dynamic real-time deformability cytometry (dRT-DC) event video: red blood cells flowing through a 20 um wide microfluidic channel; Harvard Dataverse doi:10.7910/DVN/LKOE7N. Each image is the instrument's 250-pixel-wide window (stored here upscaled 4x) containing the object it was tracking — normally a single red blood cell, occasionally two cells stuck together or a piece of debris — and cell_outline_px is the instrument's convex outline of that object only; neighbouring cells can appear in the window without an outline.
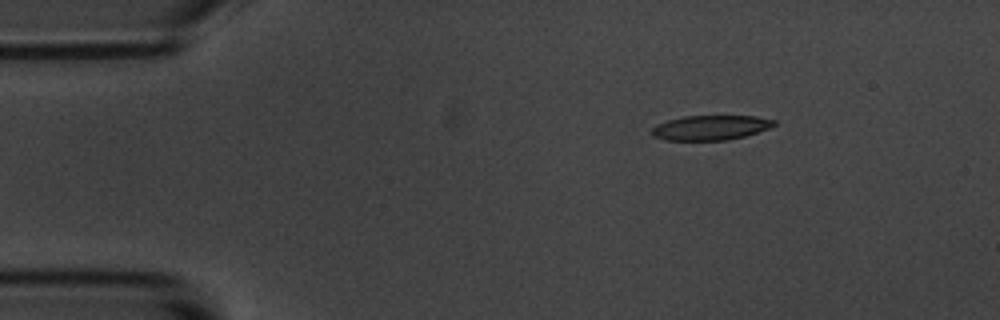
{"species": "common noctule bat (a hibernating species)", "species_latin": "Nyctalus noctula", "temperature_condition": "room temperature", "stored_images_in_passage": 11, "camera_frame_rate_fps": 3000, "um_per_image_px": 0.085, "animal": {"sex": "male", "body_mass_g": 20.1, "forearm_length_mm": 53.5}, "frame": {"image": 1, "passage_image": 1, "time_ms": 0.0, "image_size_px": [1000, 320], "cell_outline_px": [[776, 124], [768, 128], [744, 136], [728, 140], [664, 140], [652, 136], [652, 128], [656, 124], [668, 120], [684, 116], [756, 116], [776, 120]], "centroid_in_image_um": [60.37, 10.85], "position_along_channel_um": 24.6, "area_um2": 17.57}}
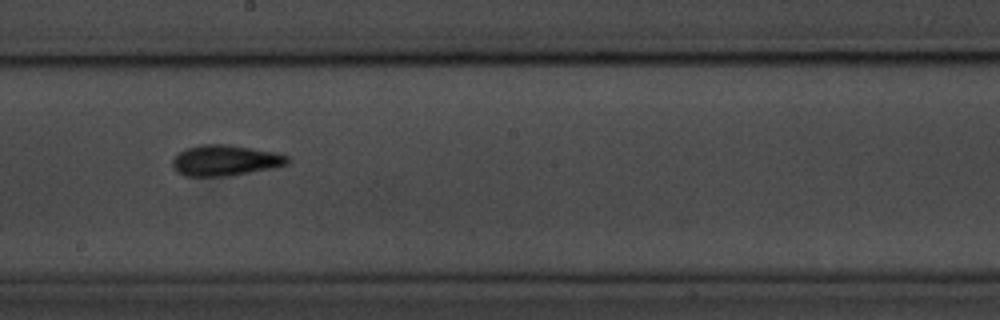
{"frame": {"image": 2, "passage_image": 7, "time_ms": 7.667, "image_size_px": [1000, 320], "cell_outline_px": [[288, 164], [272, 168], [228, 176], [184, 176], [176, 172], [172, 168], [172, 160], [180, 152], [188, 148], [200, 144], [228, 144], [276, 152], [288, 156]], "centroid_in_image_um": [19.12, 13.63], "position_along_channel_um": 229.1, "area_um2": 20.63}}
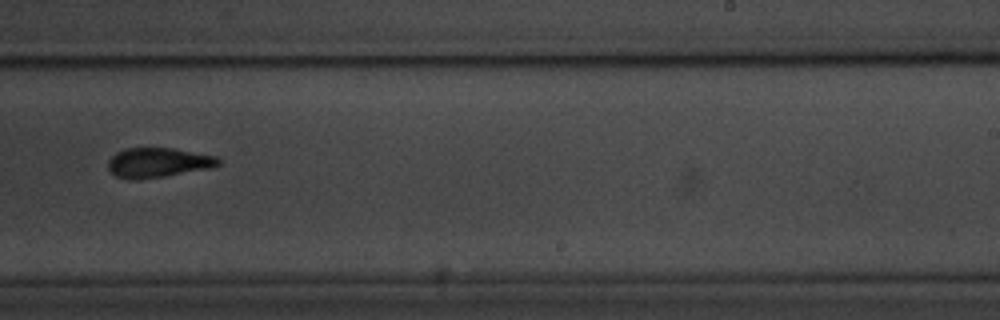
{"frame": {"image": 3, "passage_image": 8, "time_ms": 9.0, "image_size_px": [1000, 320], "cell_outline_px": [[220, 164], [212, 168], [164, 176], [132, 180], [116, 176], [108, 168], [108, 160], [116, 152], [124, 148], [172, 148], [216, 156], [220, 160]], "centroid_in_image_um": [13.43, 13.81], "position_along_channel_um": 275.6, "area_um2": 19.02}, "authors_computed_cell_mechanics": {"area_um2": 19.1896, "velocity_mm_per_s": 3.5142, "shape_relaxation_time_tau1_ms": 3.3545, "shape_relaxation_time_tau2_ms": 4.7155, "deformation_change_tau1": 0.1346, "deformation_change_tau2": 0.1434}}